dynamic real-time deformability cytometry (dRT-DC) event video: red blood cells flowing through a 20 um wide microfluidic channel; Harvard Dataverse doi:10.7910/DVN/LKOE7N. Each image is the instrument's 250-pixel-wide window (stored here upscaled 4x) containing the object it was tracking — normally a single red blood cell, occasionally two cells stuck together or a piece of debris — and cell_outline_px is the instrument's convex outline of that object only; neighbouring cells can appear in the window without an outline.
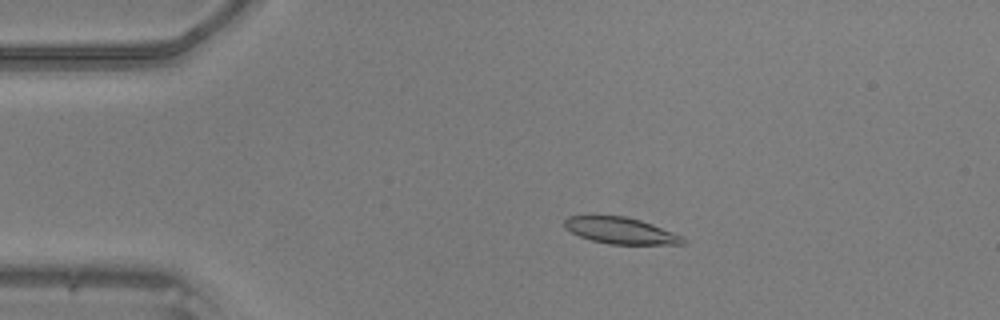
{"species": "common noctule bat (a hibernating species)", "species_latin": "Nyctalus noctula", "temperature_condition": "warm", "stored_images_in_passage": 46, "camera_frame_rate_fps": 3000, "um_per_image_px": 0.085, "animal": {"sex": "male", "body_mass_g": 20.5, "forearm_length_mm": 52.5}, "frame": {"image": 1, "passage_image": 7, "time_ms": 2.0, "image_size_px": [1000, 320], "cell_outline_px": [[688, 240], [684, 244], [608, 244], [592, 240], [580, 236], [572, 232], [564, 224], [564, 220], [568, 216], [624, 216], [640, 220], [652, 224], [684, 236]], "centroid_in_image_um": [52.82, 19.61], "position_along_channel_um": 32.2, "area_um2": 18.09}}
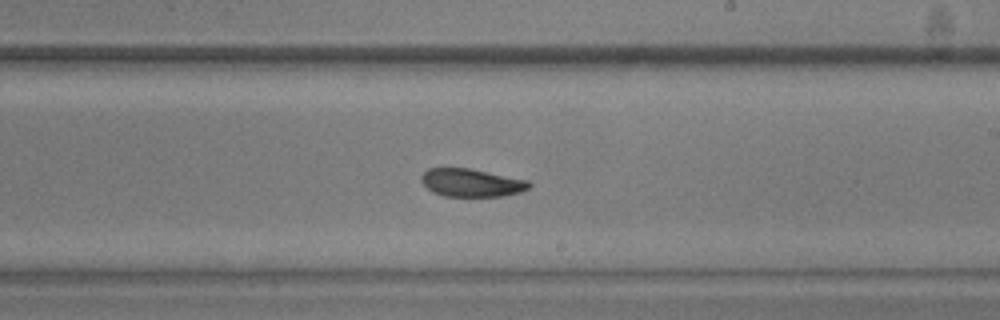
{"frame": {"image": 2, "passage_image": 26, "time_ms": 8.333, "image_size_px": [1000, 320], "cell_outline_px": [[532, 184], [528, 188], [520, 192], [504, 196], [444, 196], [432, 192], [420, 180], [420, 176], [428, 168], [468, 168], [528, 180]], "centroid_in_image_um": [40.06, 15.53], "position_along_channel_um": 248.9, "area_um2": 17.51}}
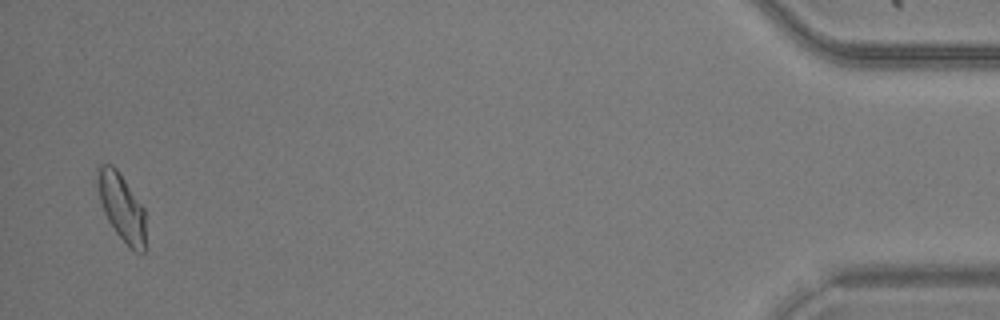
{"frame": {"image": 3, "passage_image": 45, "time_ms": 14.667, "image_size_px": [1000, 320], "cell_outline_px": [[144, 252], [136, 252], [116, 232], [108, 220], [104, 212], [100, 200], [96, 180], [96, 168], [100, 164], [112, 164], [116, 168], [144, 208]], "centroid_in_image_um": [10.3, 17.54], "position_along_channel_um": 424.9, "area_um2": 18.44}}